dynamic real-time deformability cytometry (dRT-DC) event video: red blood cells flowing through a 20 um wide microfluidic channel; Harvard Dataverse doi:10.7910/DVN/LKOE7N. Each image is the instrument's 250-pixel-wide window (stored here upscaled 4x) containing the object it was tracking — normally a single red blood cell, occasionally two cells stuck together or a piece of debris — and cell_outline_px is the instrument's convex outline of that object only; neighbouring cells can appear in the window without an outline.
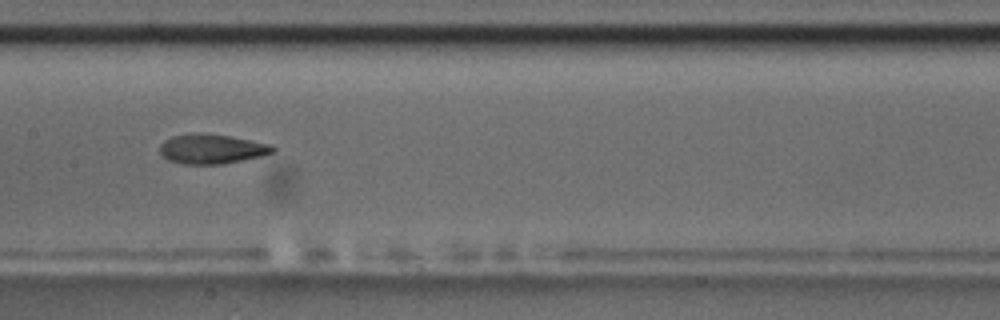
{"species": "common noctule bat (a hibernating species)", "species_latin": "Nyctalus noctula", "temperature_condition": "room temperature", "stored_images_in_passage": 7, "camera_frame_rate_fps": 3000, "um_per_image_px": 0.085, "animal": {"sex": "male", "body_mass_g": 17.5, "forearm_length_mm": 52.3}, "frame": {"image": 1, "passage_image": 5, "time_ms": 4.667, "image_size_px": [1000, 320], "cell_outline_px": [[276, 148], [272, 152], [260, 156], [224, 164], [184, 164], [168, 160], [160, 152], [160, 144], [164, 140], [172, 136], [200, 132], [228, 136], [272, 144]], "centroid_in_image_um": [17.98, 12.65], "position_along_channel_um": 189.4, "area_um2": 19.42}}
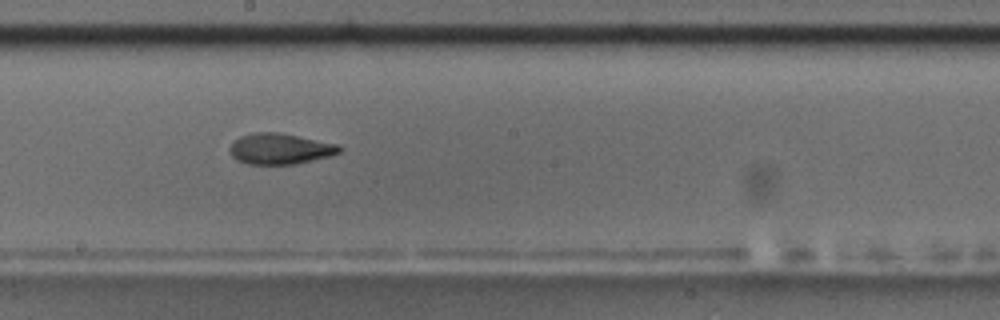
{"frame": {"image": 2, "passage_image": 6, "time_ms": 5.667, "image_size_px": [1000, 320], "cell_outline_px": [[344, 148], [340, 152], [328, 156], [296, 164], [248, 164], [236, 160], [232, 156], [228, 148], [240, 136], [252, 132], [280, 132], [340, 144]], "centroid_in_image_um": [23.82, 12.63], "position_along_channel_um": 224.4, "area_um2": 19.88}}